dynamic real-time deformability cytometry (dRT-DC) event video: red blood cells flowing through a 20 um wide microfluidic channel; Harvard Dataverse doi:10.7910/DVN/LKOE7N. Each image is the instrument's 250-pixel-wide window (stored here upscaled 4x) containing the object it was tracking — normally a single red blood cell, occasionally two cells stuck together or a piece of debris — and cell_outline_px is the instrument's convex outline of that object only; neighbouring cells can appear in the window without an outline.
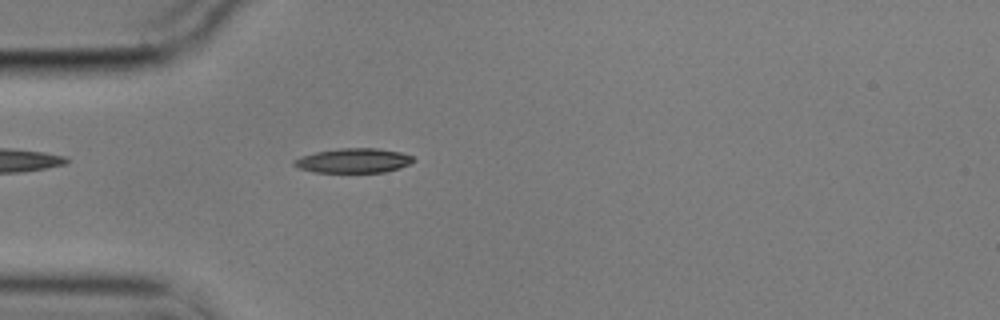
{"species": "common noctule bat (a hibernating species)", "species_latin": "Nyctalus noctula", "temperature_condition": "cold", "stored_images_in_passage": 56, "camera_frame_rate_fps": 3000, "um_per_image_px": 0.085, "animal": {"sex": "male", "body_mass_g": 17.9}, "frame": {"image": 1, "passage_image": 16, "time_ms": 5.0, "image_size_px": [1000, 320], "cell_outline_px": [[416, 160], [400, 168], [384, 172], [312, 172], [300, 168], [292, 164], [292, 160], [300, 156], [316, 152], [340, 148], [376, 148], [400, 152], [412, 156]], "centroid_in_image_um": [30.03, 13.65], "position_along_channel_um": 55.0, "area_um2": 17.05}}
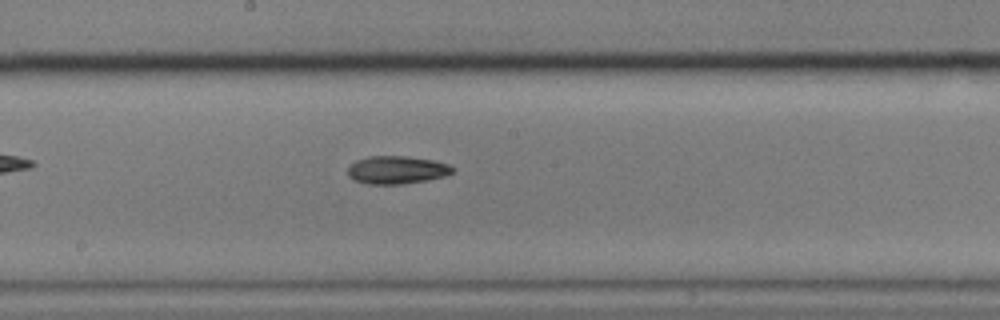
{"frame": {"image": 2, "passage_image": 30, "time_ms": 9.667, "image_size_px": [1000, 320], "cell_outline_px": [[456, 168], [452, 172], [444, 176], [428, 180], [400, 184], [368, 184], [352, 180], [348, 176], [348, 168], [356, 160], [368, 156], [408, 156], [432, 160], [448, 164]], "centroid_in_image_um": [33.71, 14.44], "position_along_channel_um": 214.5, "area_um2": 17.11}}
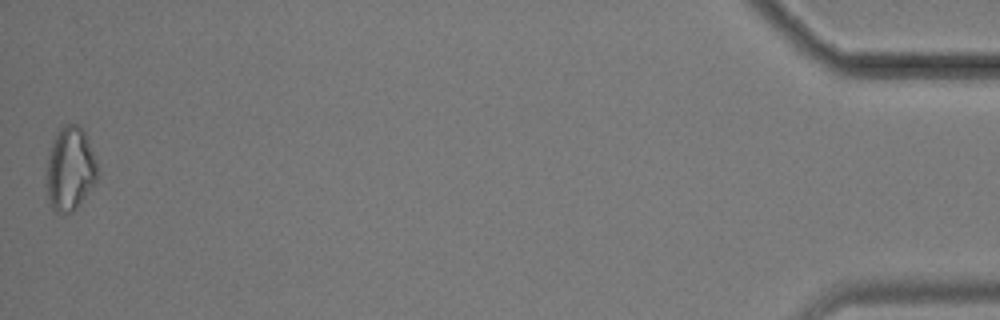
{"frame": {"image": 3, "passage_image": 56, "time_ms": 18.333, "image_size_px": [1000, 320], "cell_outline_px": [[96, 180], [80, 204], [72, 212], [64, 216], [60, 216], [52, 212], [48, 200], [44, 184], [48, 152], [52, 140], [56, 132], [64, 124], [76, 124], [84, 132], [92, 152], [96, 164]], "centroid_in_image_um": [5.86, 14.43], "position_along_channel_um": 429.3, "area_um2": 25.37}, "authors_computed_cell_mechanics": {"area_um2": 16.8198, "velocity_mm_per_s": 3.5421, "shape_relaxation_time_tau1_ms": 6.8126, "shape_relaxation_time_tau2_ms": 8.1703, "deformation_change_tau1": 0.1555, "deformation_change_tau2": 0.1755}}